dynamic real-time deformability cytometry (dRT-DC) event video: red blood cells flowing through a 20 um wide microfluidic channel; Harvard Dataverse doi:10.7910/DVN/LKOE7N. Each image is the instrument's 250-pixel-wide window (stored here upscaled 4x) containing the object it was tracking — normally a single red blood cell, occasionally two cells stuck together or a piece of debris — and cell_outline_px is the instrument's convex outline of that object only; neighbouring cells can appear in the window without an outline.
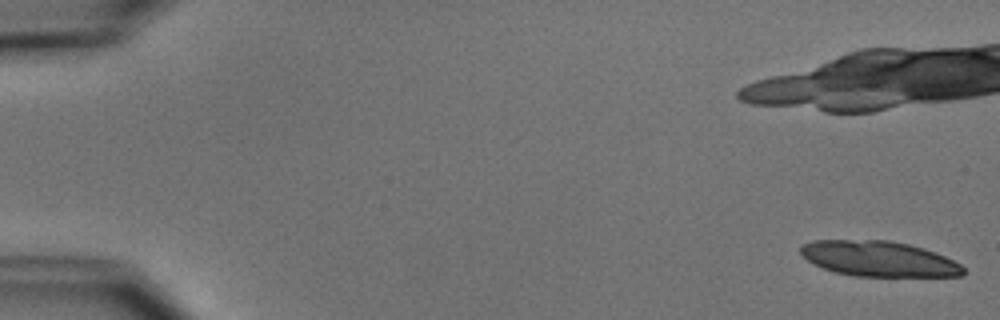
{"species": "common noctule bat (a hibernating species)", "species_latin": "Nyctalus noctula", "temperature_condition": "cold", "stored_images_in_passage": 15, "camera_frame_rate_fps": 3000, "um_per_image_px": 0.085, "animal": {"sex": "male", "body_mass_g": 15.6}, "frame": {"image": 1, "passage_image": 1, "time_ms": 0.0, "image_size_px": [1000, 320], "cell_outline_px": [[964, 276], [852, 276], [836, 272], [824, 268], [808, 260], [800, 252], [800, 248], [804, 244], [812, 240], [888, 240], [908, 244], [924, 248], [944, 256], [960, 264], [964, 268]], "centroid_in_image_um": [74.71, 21.99], "position_along_channel_um": 10.3, "area_um2": 33.29}}